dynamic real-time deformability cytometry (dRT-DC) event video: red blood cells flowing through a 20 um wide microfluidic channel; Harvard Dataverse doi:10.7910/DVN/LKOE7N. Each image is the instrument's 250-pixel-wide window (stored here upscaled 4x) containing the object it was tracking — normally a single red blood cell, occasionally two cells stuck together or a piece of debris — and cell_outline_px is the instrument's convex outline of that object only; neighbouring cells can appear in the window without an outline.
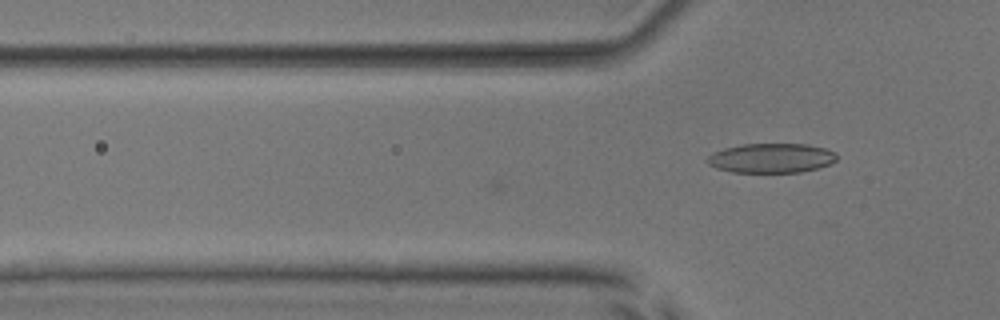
{"species": "common noctule bat (a hibernating species)", "species_latin": "Nyctalus noctula", "temperature_condition": "room temperature", "stored_images_in_passage": 5, "camera_frame_rate_fps": 3000, "um_per_image_px": 0.085, "animal": {"sex": "male", "body_mass_g": 17.9, "forearm_length_mm": 54.2}, "frame": {"image": 1, "passage_image": 5, "time_ms": 1.333, "image_size_px": [1000, 320], "cell_outline_px": [[836, 160], [832, 164], [800, 172], [732, 172], [716, 168], [708, 164], [704, 160], [712, 152], [724, 148], [740, 144], [808, 144], [824, 148], [836, 152]], "centroid_in_image_um": [65.53, 13.43], "position_along_channel_um": 60.3, "area_um2": 22.43}}